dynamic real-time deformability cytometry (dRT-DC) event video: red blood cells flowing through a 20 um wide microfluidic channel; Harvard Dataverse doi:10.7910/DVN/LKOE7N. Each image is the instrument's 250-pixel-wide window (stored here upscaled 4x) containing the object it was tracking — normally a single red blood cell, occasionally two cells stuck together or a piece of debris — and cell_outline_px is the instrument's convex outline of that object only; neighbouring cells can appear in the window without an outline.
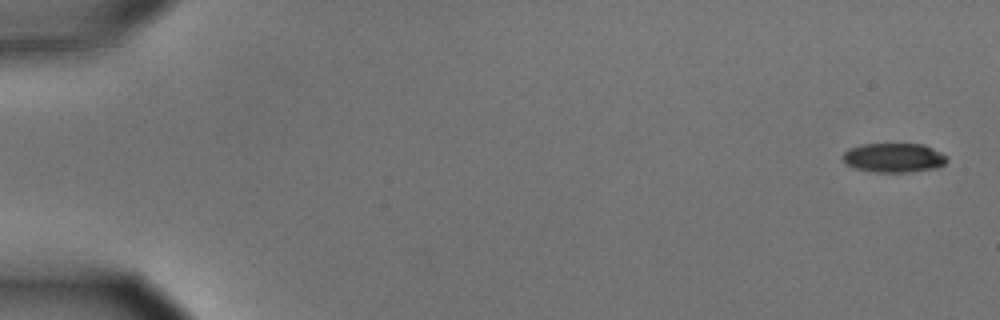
{"species": "common noctule bat (a hibernating species)", "species_latin": "Nyctalus noctula", "temperature_condition": "cold", "stored_images_in_passage": 7, "segment_of_instrument_passage": [1, 2], "camera_frame_rate_fps": 3000, "um_per_image_px": 0.085, "animal": {"sex": "male", "body_mass_g": 15.6}, "frame": {"image": 1, "passage_image": 1, "time_ms": 0.0, "image_size_px": [1000, 320], "cell_outline_px": [[948, 160], [944, 164], [936, 168], [908, 172], [872, 172], [856, 168], [848, 164], [844, 160], [844, 152], [848, 148], [864, 144], [924, 144], [948, 156]], "centroid_in_image_um": [76.01, 13.4], "position_along_channel_um": 9.0, "area_um2": 17.69}}
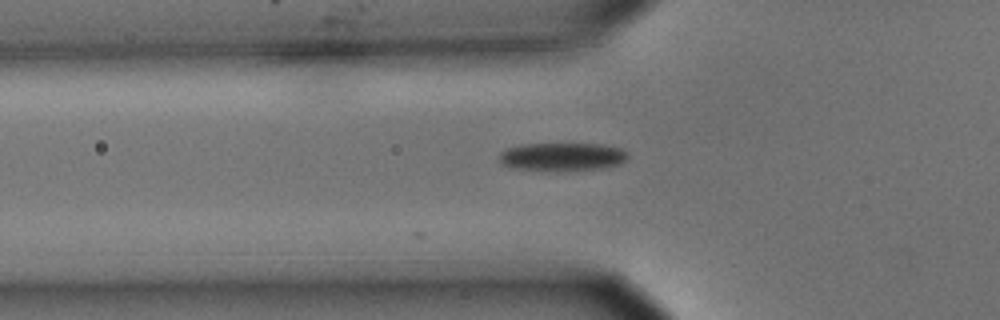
{"frame": {"image": 2, "passage_image": 6, "time_ms": 1.667, "image_size_px": [1000, 320], "cell_outline_px": [[628, 160], [620, 164], [604, 168], [516, 168], [504, 164], [500, 160], [500, 152], [508, 148], [520, 144], [600, 144], [620, 148], [628, 152]], "centroid_in_image_um": [47.87, 13.27], "position_along_channel_um": 77.9, "area_um2": 20.11}}